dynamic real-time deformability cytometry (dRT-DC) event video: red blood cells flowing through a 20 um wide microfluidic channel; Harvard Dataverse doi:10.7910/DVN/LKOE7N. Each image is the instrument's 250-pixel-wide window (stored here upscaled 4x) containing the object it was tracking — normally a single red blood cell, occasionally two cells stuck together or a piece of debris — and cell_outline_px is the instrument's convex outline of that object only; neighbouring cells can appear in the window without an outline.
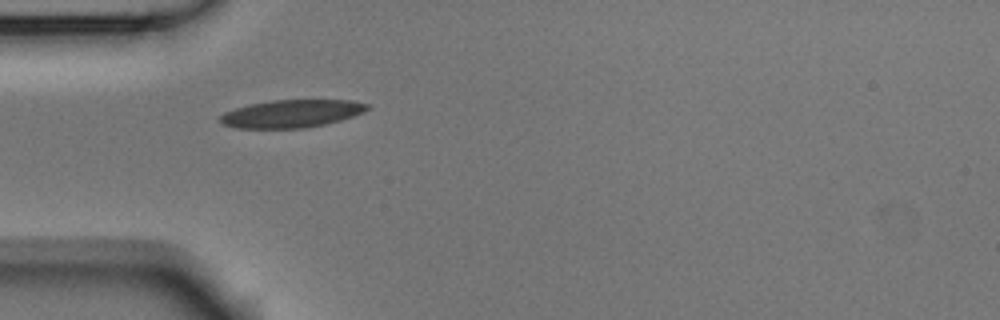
{"species": "Egyptian fruit bat (a non-hibernating species)", "species_latin": "Rousettus aegyptiacus", "temperature_condition": "room temperature", "stored_images_in_passage": 11, "camera_frame_rate_fps": 3000, "um_per_image_px": 0.085, "animal": {"sex": "male"}, "frame": {"image": 1, "passage_image": 1, "time_ms": 0.0, "image_size_px": [1000, 320], "cell_outline_px": [[368, 108], [364, 112], [340, 120], [308, 128], [236, 128], [224, 124], [220, 120], [220, 116], [224, 112], [248, 104], [272, 100], [352, 100], [368, 104]], "centroid_in_image_um": [24.77, 9.65], "position_along_channel_um": 60.2, "area_um2": 23.7}}
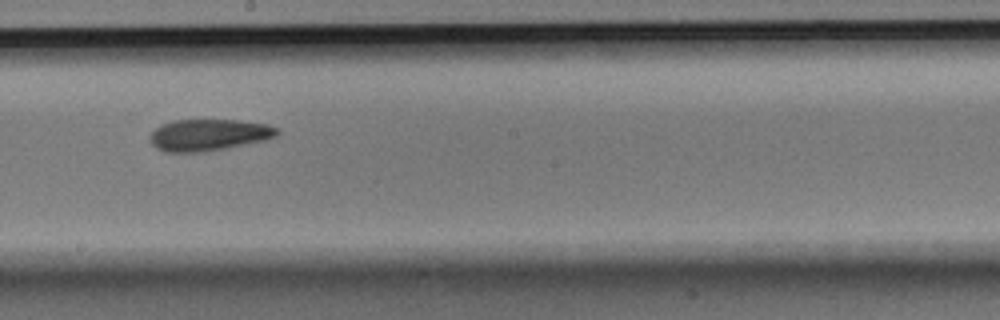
{"frame": {"image": 2, "passage_image": 5, "time_ms": 1.333, "image_size_px": [1000, 320], "cell_outline_px": [[280, 132], [276, 136], [268, 140], [204, 152], [164, 152], [156, 148], [152, 144], [148, 136], [160, 124], [172, 120], [236, 120], [268, 124], [280, 128]], "centroid_in_image_um": [17.75, 11.47], "position_along_channel_um": 230.4, "area_um2": 23.76}}
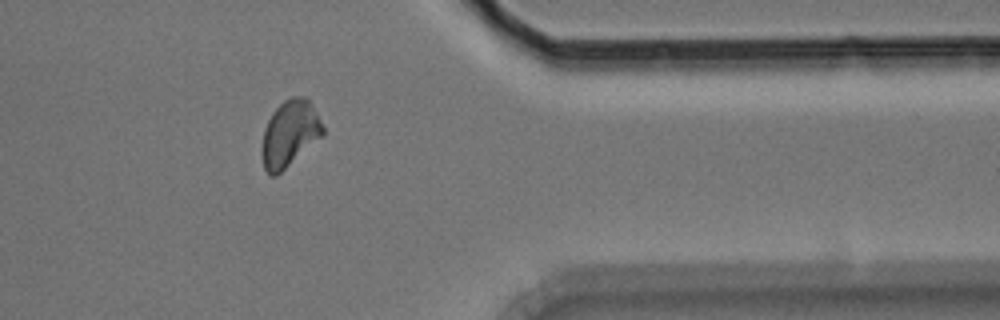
{"frame": {"image": 3, "passage_image": 9, "time_ms": 2.667, "image_size_px": [1000, 320], "cell_outline_px": [[324, 136], [276, 176], [272, 176], [264, 168], [260, 152], [260, 148], [264, 128], [272, 112], [284, 100], [292, 96], [308, 96], [324, 128]], "centroid_in_image_um": [24.62, 11.35], "position_along_channel_um": 386.8, "area_um2": 23.93}}